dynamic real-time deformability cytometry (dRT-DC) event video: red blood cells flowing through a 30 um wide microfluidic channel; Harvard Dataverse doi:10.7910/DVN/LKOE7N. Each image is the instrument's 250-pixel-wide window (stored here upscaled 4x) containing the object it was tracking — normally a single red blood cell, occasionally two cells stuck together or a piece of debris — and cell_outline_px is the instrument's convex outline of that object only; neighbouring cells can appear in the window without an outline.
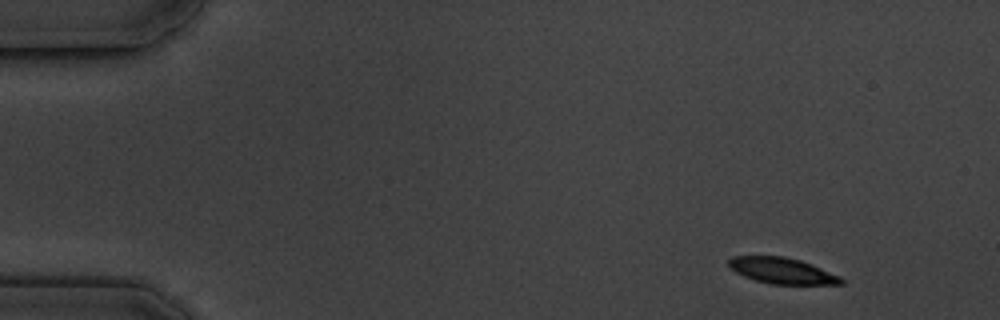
{"species": "common noctule bat (a hibernating species)", "species_latin": "Nyctalus noctula", "temperature_condition": "cold", "stored_images_in_passage": 7, "camera_frame_rate_fps": 3000, "um_per_image_px": 0.085, "animal": {"sex": "male", "body_mass_g": 19.5, "forearm_length_mm": 54.6}, "frame": {"image": 1, "passage_image": 1, "time_ms": 0.0, "image_size_px": [1000, 320], "cell_outline_px": [[844, 284], [772, 284], [756, 280], [744, 276], [728, 268], [728, 260], [732, 256], [784, 256], [800, 260], [812, 264], [840, 276], [844, 280]], "centroid_in_image_um": [66.47, 23.0], "position_along_channel_um": 18.5, "area_um2": 17.05}}
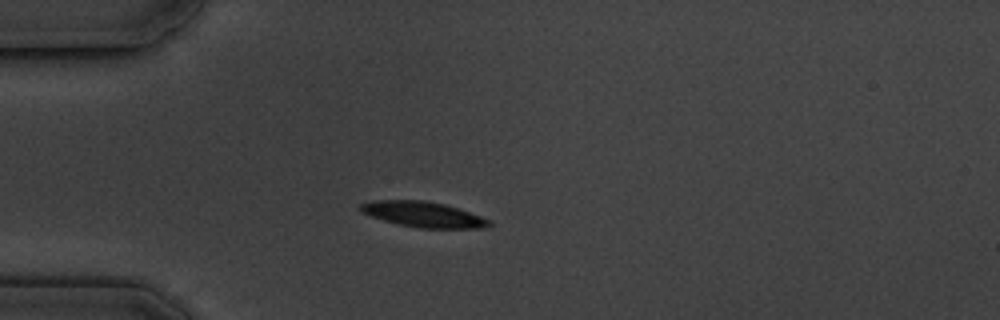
{"frame": {"image": 2, "passage_image": 4, "time_ms": 3.333, "image_size_px": [1000, 320], "cell_outline_px": [[492, 224], [488, 228], [420, 228], [400, 224], [384, 220], [360, 212], [360, 204], [372, 200], [424, 200], [444, 204], [492, 220]], "centroid_in_image_um": [35.99, 18.22], "position_along_channel_um": 49.0, "area_um2": 18.96}}